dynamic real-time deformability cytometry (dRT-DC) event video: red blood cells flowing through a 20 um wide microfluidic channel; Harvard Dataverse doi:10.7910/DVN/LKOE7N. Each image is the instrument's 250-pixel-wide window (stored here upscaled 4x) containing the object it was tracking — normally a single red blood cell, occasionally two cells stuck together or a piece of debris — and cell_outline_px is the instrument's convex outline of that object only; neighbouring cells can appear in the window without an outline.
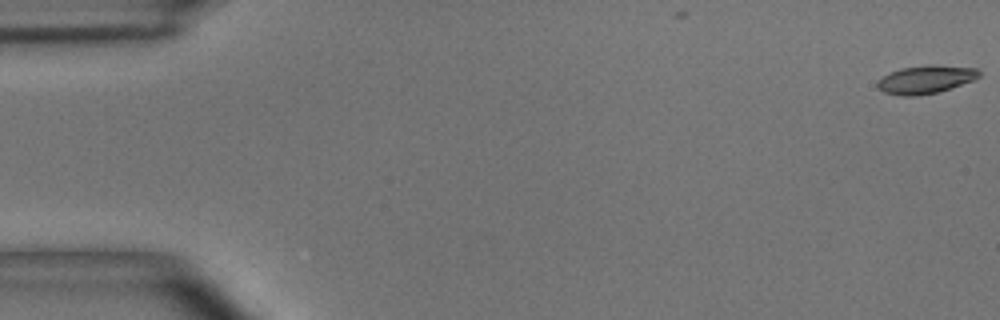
{"species": "common noctule bat (a hibernating species)", "species_latin": "Nyctalus noctula", "temperature_condition": "room temperature", "stored_images_in_passage": 9, "camera_frame_rate_fps": 3000, "um_per_image_px": 0.085, "animal": {"sex": "male", "body_mass_g": 15.6}, "frame": {"image": 1, "passage_image": 1, "time_ms": 0.0, "image_size_px": [1000, 320], "cell_outline_px": [[980, 76], [972, 80], [936, 92], [916, 96], [900, 96], [884, 92], [876, 84], [884, 76], [900, 68], [928, 64], [932, 64], [976, 68], [980, 72]], "centroid_in_image_um": [78.68, 6.74], "position_along_channel_um": 6.3, "area_um2": 16.36}}